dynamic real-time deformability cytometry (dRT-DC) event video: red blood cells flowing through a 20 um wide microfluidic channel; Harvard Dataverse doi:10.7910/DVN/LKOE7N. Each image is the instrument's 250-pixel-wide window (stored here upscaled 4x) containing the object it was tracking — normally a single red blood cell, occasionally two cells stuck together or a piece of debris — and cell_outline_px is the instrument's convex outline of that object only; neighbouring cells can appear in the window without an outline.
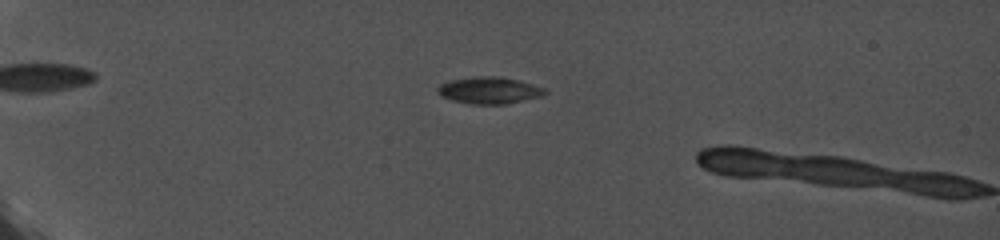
{"species": "common noctule bat (a hibernating species)", "species_latin": "Nyctalus noctula", "temperature_condition": "cold", "stored_images_in_passage": 91, "camera_frame_rate_fps": 5000, "um_per_image_px": 0.085, "animal": {"sex": "female", "body_mass_g": 19.0, "forearm_length_mm": 56.7}, "frame": {"image": 1, "passage_image": 30, "time_ms": 5.8, "image_size_px": [1000, 240], "cell_outline_px": [[548, 92], [544, 96], [504, 104], [472, 104], [452, 100], [440, 96], [436, 92], [436, 88], [440, 84], [448, 80], [472, 76], [500, 76], [532, 84], [544, 88]], "centroid_in_image_um": [41.54, 7.67], "position_along_channel_um": 43.5, "area_um2": 16.94}}
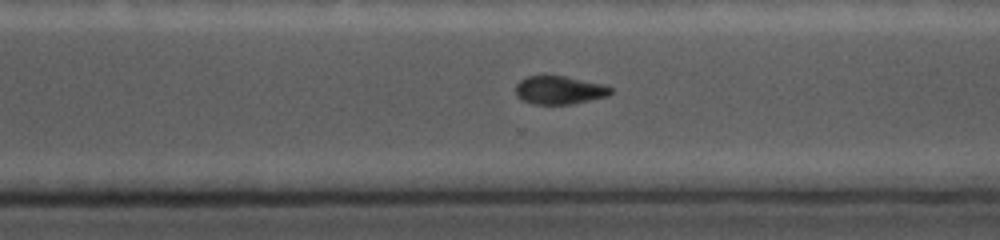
{"frame": {"image": 2, "passage_image": 75, "time_ms": 14.8, "image_size_px": [1000, 240], "cell_outline_px": [[612, 92], [608, 96], [572, 104], [532, 104], [524, 100], [516, 92], [516, 84], [520, 80], [528, 76], [564, 76], [604, 84], [612, 88]], "centroid_in_image_um": [47.58, 7.66], "position_along_channel_um": 323.0, "area_um2": 15.49}}
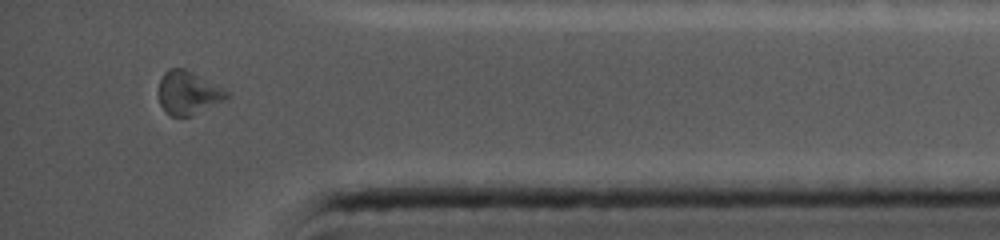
{"frame": {"image": 3, "passage_image": 88, "time_ms": 17.4, "image_size_px": [1000, 240], "cell_outline_px": [[228, 100], [192, 116], [172, 116], [164, 112], [160, 104], [160, 80], [164, 72], [168, 68], [184, 68], [192, 72], [228, 92]], "centroid_in_image_um": [16.0, 7.92], "position_along_channel_um": 419.2, "area_um2": 17.11}, "authors_computed_cell_mechanics": {"area_um2": 16.9354, "velocity_mm_per_s": 3.7995, "shape_relaxation_time_tau1_ms": null, "shape_relaxation_time_tau2_ms": 5.0902, "deformation_change_tau1": null, "deformation_change_tau2": 0.0944}}